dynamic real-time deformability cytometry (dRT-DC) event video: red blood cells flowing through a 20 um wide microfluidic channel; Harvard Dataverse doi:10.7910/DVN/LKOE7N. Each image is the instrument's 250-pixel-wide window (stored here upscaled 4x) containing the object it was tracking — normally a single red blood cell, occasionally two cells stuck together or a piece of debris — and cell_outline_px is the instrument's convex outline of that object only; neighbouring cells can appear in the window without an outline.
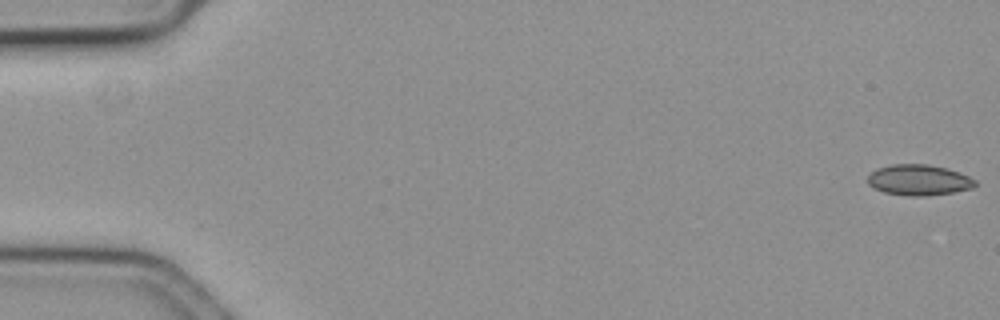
{"species": "common noctule bat (a hibernating species)", "species_latin": "Nyctalus noctula", "temperature_condition": "cold", "stored_images_in_passage": 11, "camera_frame_rate_fps": 3000, "um_per_image_px": 0.085, "animal": {"sex": "female", "body_mass_g": 19.3, "forearm_length_mm": 54.1}, "frame": {"image": 1, "passage_image": 1, "time_ms": 0.0, "image_size_px": [1000, 320], "cell_outline_px": [[976, 184], [972, 188], [952, 192], [924, 196], [908, 196], [884, 192], [868, 184], [868, 176], [876, 168], [892, 164], [928, 164], [960, 172], [976, 180]], "centroid_in_image_um": [78.09, 15.29], "position_along_channel_um": 6.9, "area_um2": 19.13}}